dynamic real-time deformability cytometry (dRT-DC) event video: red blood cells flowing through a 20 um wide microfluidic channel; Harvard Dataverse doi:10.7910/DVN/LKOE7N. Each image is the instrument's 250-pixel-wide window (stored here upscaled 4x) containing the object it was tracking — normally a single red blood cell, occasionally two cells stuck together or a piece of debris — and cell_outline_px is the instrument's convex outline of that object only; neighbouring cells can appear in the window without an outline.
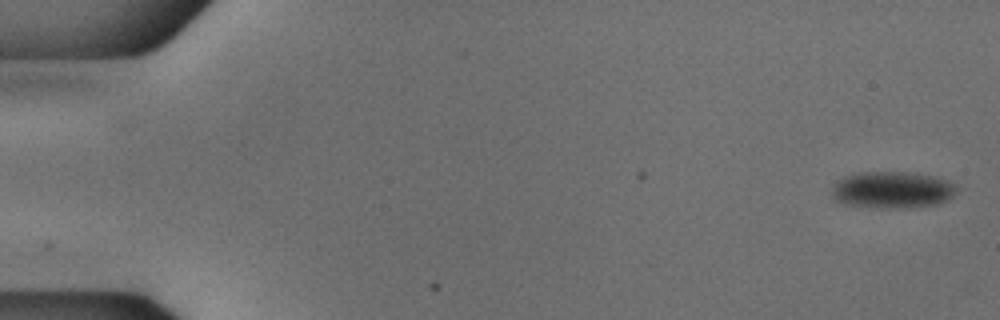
{"species": "common noctule bat (a hibernating species)", "species_latin": "Nyctalus noctula", "temperature_condition": "cold", "stored_images_in_passage": 49, "camera_frame_rate_fps": 3000, "um_per_image_px": 0.085, "animal": {"sex": "male", "body_mass_g": 18.8}, "frame": {"image": 1, "passage_image": 1, "time_ms": 0.0, "image_size_px": [1000, 320], "cell_outline_px": [[956, 192], [952, 196], [936, 204], [900, 208], [888, 208], [848, 204], [836, 200], [832, 196], [832, 188], [836, 180], [844, 176], [856, 172], [912, 172], [936, 176], [948, 180], [956, 188]], "centroid_in_image_um": [75.82, 16.11], "position_along_channel_um": 9.2, "area_um2": 26.59}}
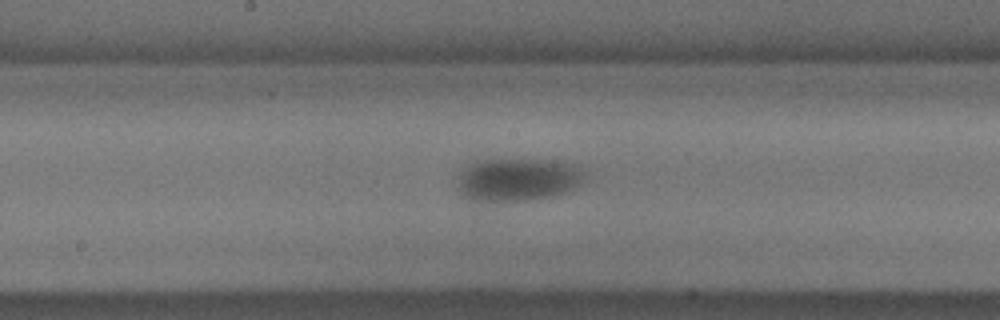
{"frame": {"image": 2, "passage_image": 28, "time_ms": 9.0, "image_size_px": [1000, 320], "cell_outline_px": [[584, 180], [580, 184], [564, 192], [548, 196], [524, 200], [468, 200], [464, 196], [460, 188], [456, 176], [468, 164], [484, 160], [544, 160], [576, 164], [584, 172]], "centroid_in_image_um": [43.99, 15.24], "position_along_channel_um": 204.2, "area_um2": 31.21}}
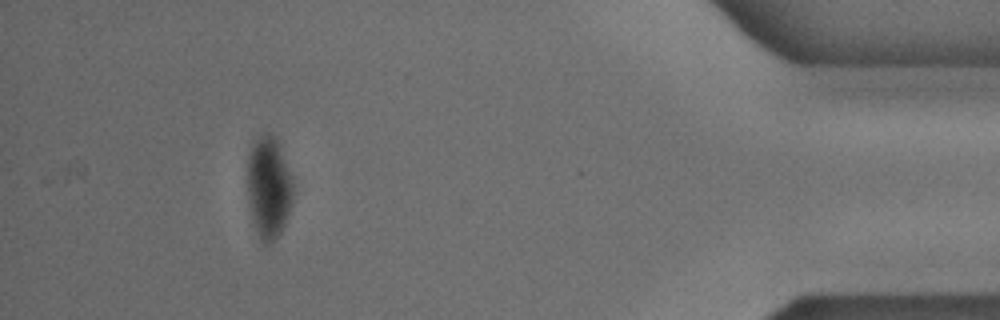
{"frame": {"image": 3, "passage_image": 49, "time_ms": 16.0, "image_size_px": [1000, 320], "cell_outline_px": [[292, 204], [284, 224], [280, 232], [268, 244], [264, 244], [260, 240], [252, 216], [248, 200], [248, 156], [252, 144], [264, 132], [268, 132], [276, 136], [292, 176]], "centroid_in_image_um": [22.85, 15.88], "position_along_channel_um": 412.4, "area_um2": 26.93}, "authors_computed_cell_mechanics": {"area_um2": 29.9404, "velocity_mm_per_s": 3.7597, "shape_relaxation_time_tau1_ms": 9.9696, "shape_relaxation_time_tau2_ms": null, "deformation_change_tau1": 0.1461, "deformation_change_tau2": null}}